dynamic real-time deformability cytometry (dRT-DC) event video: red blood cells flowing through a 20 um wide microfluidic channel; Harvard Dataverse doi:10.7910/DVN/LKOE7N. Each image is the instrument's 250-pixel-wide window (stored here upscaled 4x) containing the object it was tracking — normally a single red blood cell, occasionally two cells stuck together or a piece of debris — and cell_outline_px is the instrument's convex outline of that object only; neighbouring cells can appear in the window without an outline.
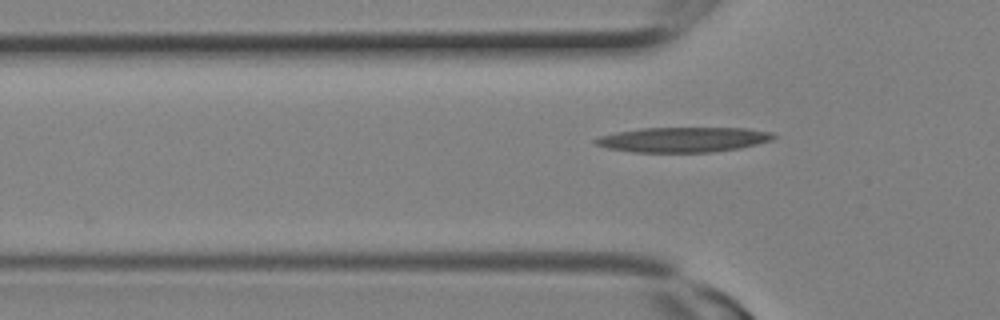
{"species": "Egyptian fruit bat (a non-hibernating species)", "species_latin": "Rousettus aegyptiacus", "temperature_condition": "room temperature", "stored_images_in_passage": 5, "camera_frame_rate_fps": 3000, "um_per_image_px": 0.085, "animal": {"sex": "female"}, "frame": {"image": 1, "passage_image": 5, "time_ms": 1.333, "image_size_px": [1000, 320], "cell_outline_px": [[776, 136], [772, 140], [740, 148], [712, 152], [632, 152], [608, 148], [596, 144], [592, 140], [600, 136], [616, 132], [640, 128], [748, 128], [772, 132]], "centroid_in_image_um": [58.08, 11.86], "position_along_channel_um": 67.7, "area_um2": 25.95}}